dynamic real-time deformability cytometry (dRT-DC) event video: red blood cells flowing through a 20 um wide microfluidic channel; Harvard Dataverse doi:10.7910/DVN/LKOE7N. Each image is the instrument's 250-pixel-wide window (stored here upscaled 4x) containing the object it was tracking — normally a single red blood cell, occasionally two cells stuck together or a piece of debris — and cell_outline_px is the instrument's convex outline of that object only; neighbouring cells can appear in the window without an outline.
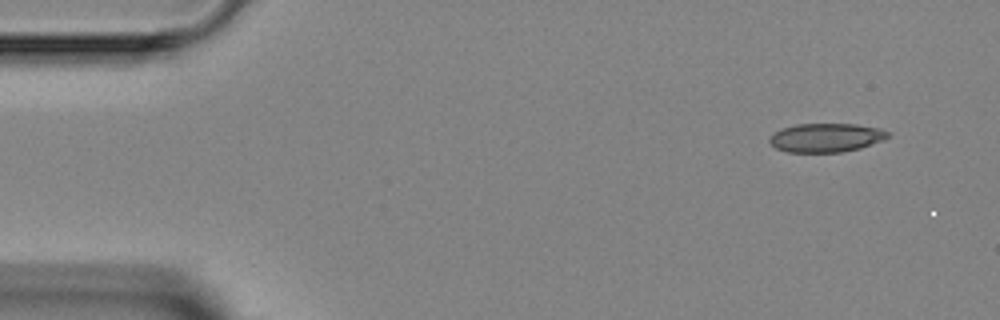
{"species": "Egyptian fruit bat (a non-hibernating species)", "species_latin": "Rousettus aegyptiacus", "temperature_condition": "room temperature", "stored_images_in_passage": 3, "camera_frame_rate_fps": 3000, "um_per_image_px": 0.085, "animal": {"sex": "female"}, "frame": {"image": 1, "passage_image": 1, "time_ms": 0.0, "image_size_px": [1000, 320], "cell_outline_px": [[888, 136], [884, 140], [860, 148], [840, 152], [788, 152], [776, 148], [768, 140], [772, 132], [780, 128], [796, 124], [856, 124], [880, 128], [888, 132]], "centroid_in_image_um": [70.18, 11.69], "position_along_channel_um": 14.8, "area_um2": 19.94}}